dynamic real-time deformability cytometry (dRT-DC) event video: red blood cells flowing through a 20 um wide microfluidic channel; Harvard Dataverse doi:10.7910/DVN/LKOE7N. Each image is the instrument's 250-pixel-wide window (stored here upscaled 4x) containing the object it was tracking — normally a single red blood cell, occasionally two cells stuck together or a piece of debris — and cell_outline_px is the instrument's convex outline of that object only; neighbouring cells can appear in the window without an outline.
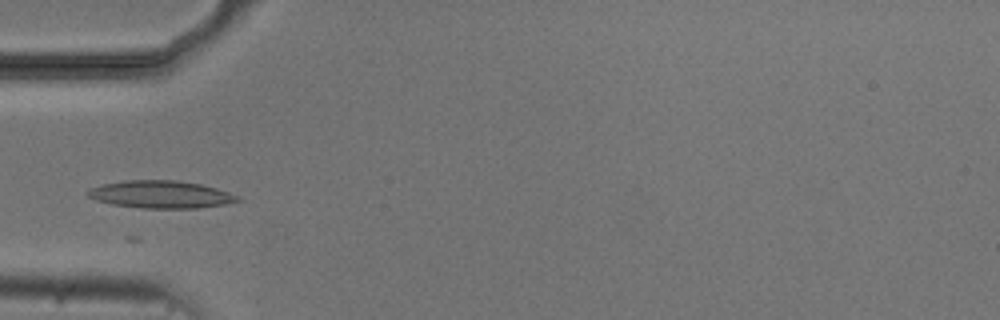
{"species": "common noctule bat (a hibernating species)", "species_latin": "Nyctalus noctula", "temperature_condition": "cold", "stored_images_in_passage": 4, "camera_frame_rate_fps": 3000, "um_per_image_px": 0.085, "animal": {"sex": "male", "body_mass_g": 20.5, "forearm_length_mm": 52.5}, "frame": {"image": 1, "passage_image": 4, "time_ms": 4.333, "image_size_px": [1000, 320], "cell_outline_px": [[244, 200], [224, 204], [196, 208], [140, 208], [112, 204], [96, 200], [88, 196], [84, 192], [92, 188], [104, 184], [124, 180], [176, 180], [200, 184], [216, 188], [228, 192]], "centroid_in_image_um": [13.65, 16.52], "position_along_channel_um": 71.3, "area_um2": 23.87}}